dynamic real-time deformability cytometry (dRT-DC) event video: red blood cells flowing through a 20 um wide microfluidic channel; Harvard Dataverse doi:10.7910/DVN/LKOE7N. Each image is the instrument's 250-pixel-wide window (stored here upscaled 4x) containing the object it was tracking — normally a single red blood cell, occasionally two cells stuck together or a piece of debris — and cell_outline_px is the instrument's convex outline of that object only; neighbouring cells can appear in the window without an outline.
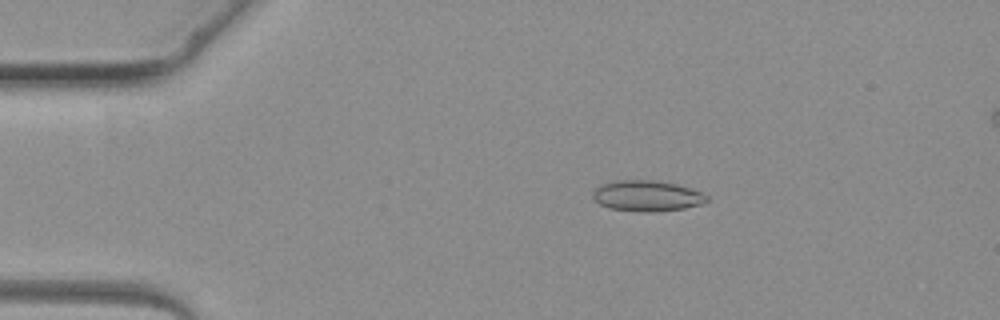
{"species": "common noctule bat (a hibernating species)", "species_latin": "Nyctalus noctula", "temperature_condition": "warm", "stored_images_in_passage": 5, "camera_frame_rate_fps": 3000, "um_per_image_px": 0.085, "animal": {"sex": "female", "body_mass_g": 19.3, "forearm_length_mm": 54.1}, "frame": {"image": 1, "passage_image": 3, "time_ms": 2.333, "image_size_px": [1000, 320], "cell_outline_px": [[708, 200], [700, 204], [684, 208], [652, 212], [640, 212], [608, 208], [600, 204], [592, 196], [592, 192], [600, 184], [612, 180], [656, 180], [676, 184], [700, 192], [708, 196]], "centroid_in_image_um": [54.94, 16.64], "position_along_channel_um": 30.1, "area_um2": 20.46}}